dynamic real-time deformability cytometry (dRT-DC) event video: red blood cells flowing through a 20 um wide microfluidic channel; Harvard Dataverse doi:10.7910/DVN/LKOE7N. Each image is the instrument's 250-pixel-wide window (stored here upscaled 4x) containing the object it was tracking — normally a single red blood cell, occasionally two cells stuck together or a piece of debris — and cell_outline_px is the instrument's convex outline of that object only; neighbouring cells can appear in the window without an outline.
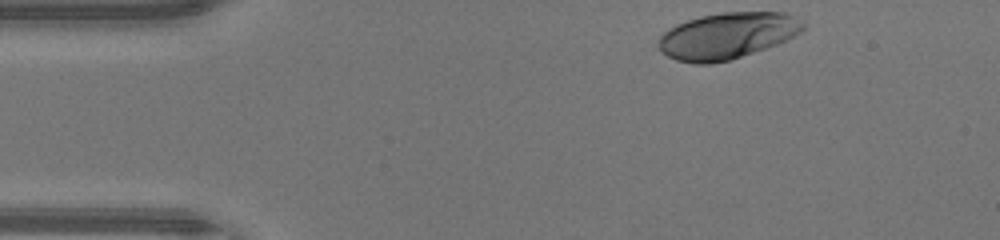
{"species": "human", "species_latin": "Homo sapiens", "temperature_condition": "warm", "stored_images_in_passage": 34, "camera_frame_rate_fps": 3000, "um_per_image_px": 0.085, "donor": {"sex": "male"}, "frame": {"image": 1, "passage_image": 1, "time_ms": 0.0, "image_size_px": [1000, 240], "cell_outline_px": [[804, 28], [800, 32], [776, 44], [728, 60], [712, 64], [696, 64], [676, 60], [660, 52], [656, 48], [656, 44], [660, 36], [668, 28], [676, 24], [700, 16], [720, 12], [784, 12], [792, 16], [804, 24]], "centroid_in_image_um": [61.72, 3.04], "position_along_channel_um": 23.3, "area_um2": 38.84}}
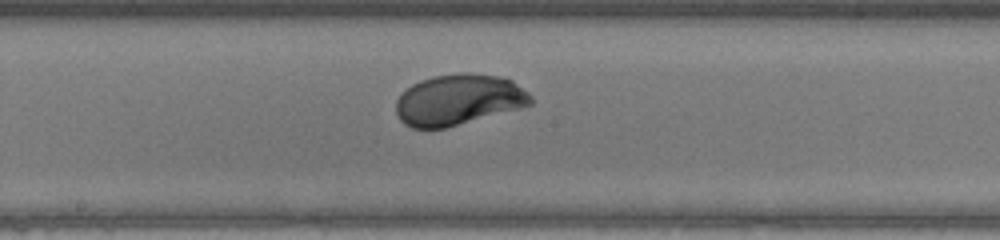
{"frame": {"image": 2, "passage_image": 19, "time_ms": 6.0, "image_size_px": [1000, 240], "cell_outline_px": [[532, 104], [520, 108], [444, 128], [412, 128], [404, 124], [400, 120], [396, 112], [396, 100], [412, 84], [420, 80], [432, 76], [464, 72], [496, 76], [512, 80], [528, 92], [532, 96]], "centroid_in_image_um": [38.97, 8.47], "position_along_channel_um": 209.2, "area_um2": 39.71}}
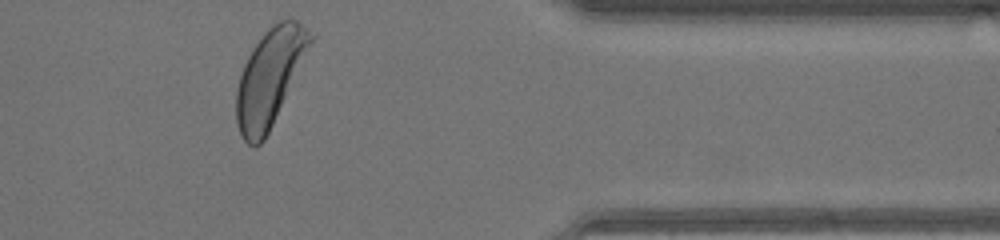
{"frame": {"image": 3, "passage_image": 33, "time_ms": 10.667, "image_size_px": [1000, 240], "cell_outline_px": [[316, 36], [264, 140], [256, 148], [248, 144], [244, 140], [240, 132], [236, 120], [236, 88], [244, 64], [252, 48], [264, 32], [272, 24], [288, 16], [296, 20], [308, 28]], "centroid_in_image_um": [22.94, 6.53], "position_along_channel_um": 388.5, "area_um2": 41.5}, "authors_computed_cell_mechanics": {"area_um2": 39.7375, "velocity_mm_per_s": 4.3424, "shape_relaxation_time_tau1_ms": 1.7948, "shape_relaxation_time_tau2_ms": null, "deformation_change_tau1": 0.1434, "deformation_change_tau2": null}}